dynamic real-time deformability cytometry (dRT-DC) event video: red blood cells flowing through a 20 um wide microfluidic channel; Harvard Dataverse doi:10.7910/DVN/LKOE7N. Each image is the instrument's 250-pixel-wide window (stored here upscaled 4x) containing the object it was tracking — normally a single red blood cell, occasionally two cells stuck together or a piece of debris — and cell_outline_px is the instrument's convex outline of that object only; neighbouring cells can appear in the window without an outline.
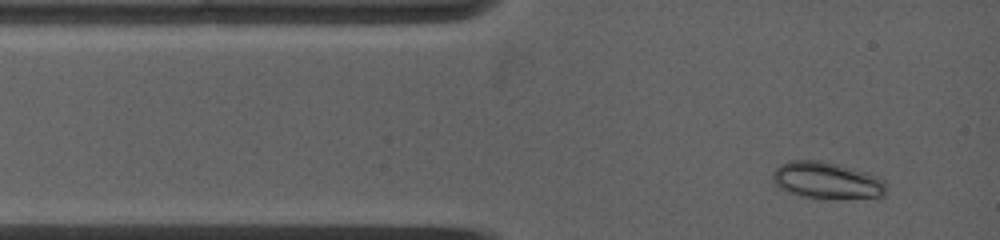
{"species": "common noctule bat (a hibernating species)", "species_latin": "Nyctalus noctula", "temperature_condition": "warm", "stored_images_in_passage": 27, "camera_frame_rate_fps": 5000, "um_per_image_px": 0.085, "animal": {"sex": "female", "body_mass_g": 19.0, "forearm_length_mm": 53.3}, "frame": {"image": 1, "passage_image": 1, "time_ms": 0.0, "image_size_px": [1000, 240], "cell_outline_px": [[888, 184], [884, 196], [848, 200], [800, 196], [788, 192], [780, 188], [772, 180], [772, 172], [780, 164], [792, 160], [824, 160], [864, 172], [876, 176], [884, 180]], "centroid_in_image_um": [70.3, 15.35], "position_along_channel_um": 14.7, "area_um2": 24.74}}
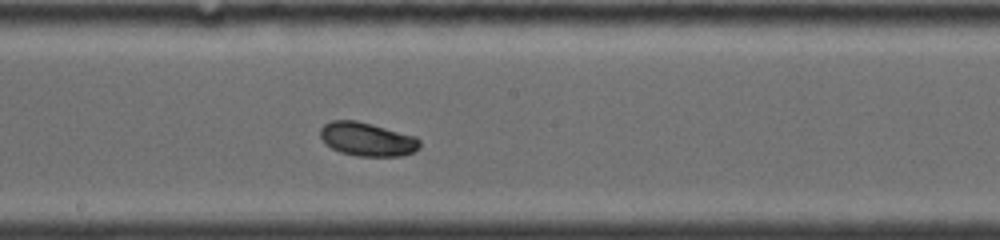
{"frame": {"image": 2, "passage_image": 14, "time_ms": 6.0, "image_size_px": [1000, 240], "cell_outline_px": [[420, 148], [404, 156], [356, 156], [340, 152], [324, 144], [320, 136], [320, 128], [324, 124], [332, 120], [356, 120], [372, 124], [416, 136], [420, 140]], "centroid_in_image_um": [31.2, 11.83], "position_along_channel_um": 217.0, "area_um2": 19.71}}
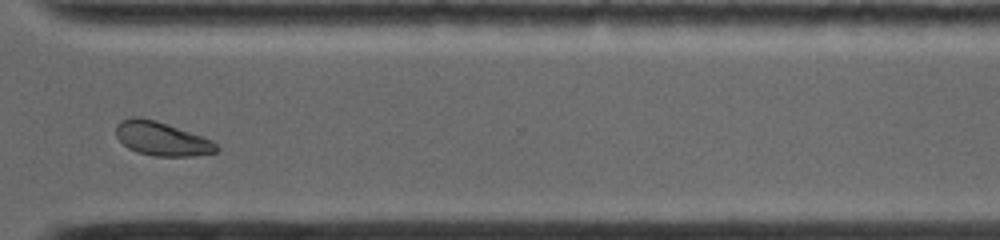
{"frame": {"image": 3, "passage_image": 23, "time_ms": 9.6, "image_size_px": [1000, 240], "cell_outline_px": [[220, 148], [216, 152], [196, 156], [152, 156], [136, 152], [128, 148], [116, 136], [116, 124], [120, 120], [128, 116], [140, 116], [156, 120], [204, 136], [212, 140]], "centroid_in_image_um": [13.74, 11.78], "position_along_channel_um": 356.9, "area_um2": 20.23}, "authors_computed_cell_mechanics": {"area_um2": 19.7098, "velocity_mm_per_s": 3.8683, "shape_relaxation_time_tau1_ms": 5.2809, "shape_relaxation_time_tau2_ms": null, "deformation_change_tau1": 0.1062, "deformation_change_tau2": null}}